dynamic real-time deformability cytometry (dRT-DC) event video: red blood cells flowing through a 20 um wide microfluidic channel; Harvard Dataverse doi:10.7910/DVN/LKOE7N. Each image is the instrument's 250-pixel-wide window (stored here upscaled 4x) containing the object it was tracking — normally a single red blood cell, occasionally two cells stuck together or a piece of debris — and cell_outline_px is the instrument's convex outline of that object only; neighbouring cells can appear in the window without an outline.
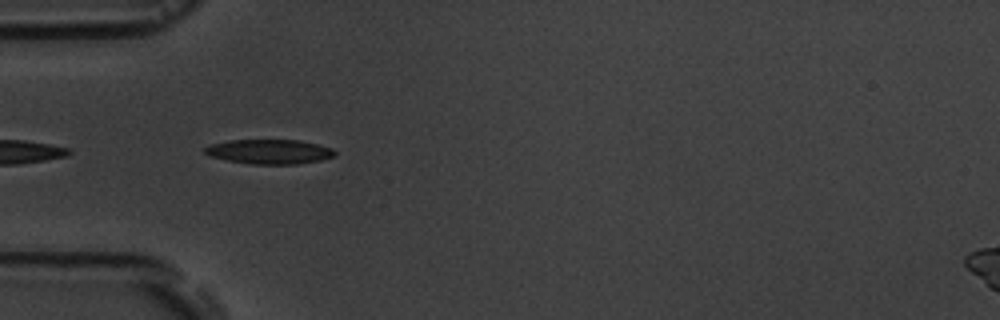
{"species": "common noctule bat (a hibernating species)", "species_latin": "Nyctalus noctula", "temperature_condition": "room temperature", "stored_images_in_passage": 6, "camera_frame_rate_fps": 3000, "um_per_image_px": 0.085, "animal": {"sex": "male", "body_mass_g": 19.5, "forearm_length_mm": 54.6}, "frame": {"image": 1, "passage_image": 5, "time_ms": 4.667, "image_size_px": [1000, 320], "cell_outline_px": [[336, 156], [320, 160], [296, 164], [248, 164], [228, 160], [212, 156], [204, 152], [204, 148], [212, 144], [228, 140], [300, 140], [332, 148], [336, 152]], "centroid_in_image_um": [22.92, 12.89], "position_along_channel_um": 62.1, "area_um2": 18.5}}
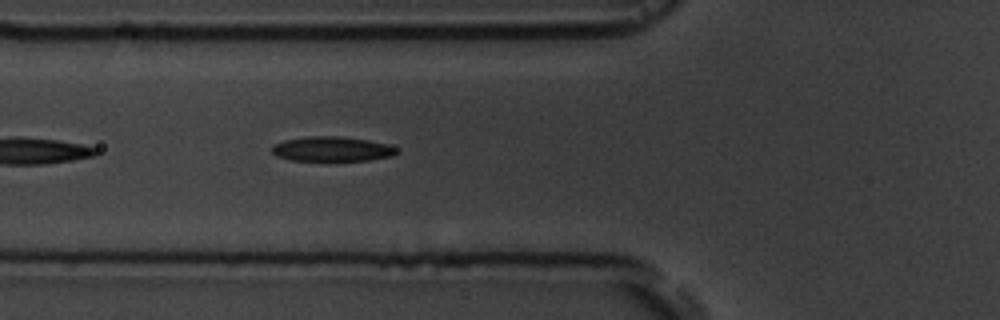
{"frame": {"image": 2, "passage_image": 6, "time_ms": 5.667, "image_size_px": [1000, 320], "cell_outline_px": [[396, 152], [392, 156], [368, 160], [292, 160], [276, 156], [272, 152], [272, 144], [284, 140], [304, 136], [340, 136], [368, 140], [388, 144], [396, 148]], "centroid_in_image_um": [28.17, 12.65], "position_along_channel_um": 97.6, "area_um2": 17.92}}